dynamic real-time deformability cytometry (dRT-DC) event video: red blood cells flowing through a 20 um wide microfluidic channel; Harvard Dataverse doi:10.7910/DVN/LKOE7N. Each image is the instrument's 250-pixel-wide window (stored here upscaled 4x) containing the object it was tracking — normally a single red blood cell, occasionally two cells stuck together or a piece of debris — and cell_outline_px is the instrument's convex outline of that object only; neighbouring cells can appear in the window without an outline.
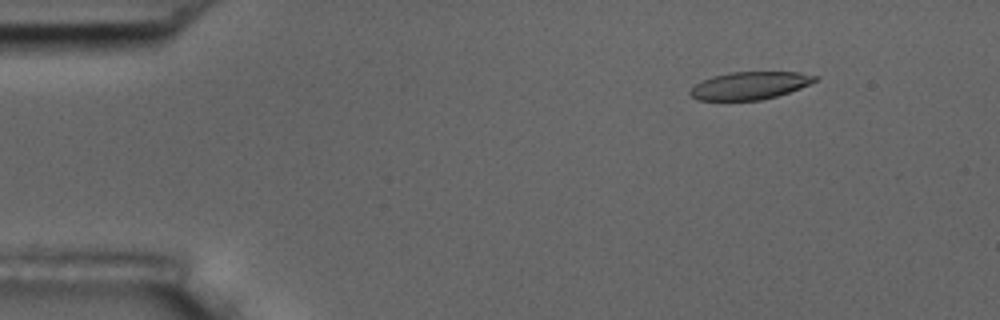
{"species": "common noctule bat (a hibernating species)", "species_latin": "Nyctalus noctula", "temperature_condition": "room temperature", "stored_images_in_passage": 15, "camera_frame_rate_fps": 3000, "um_per_image_px": 0.085, "animal": {"sex": "male", "body_mass_g": 17.5, "forearm_length_mm": 52.3}, "frame": {"image": 1, "passage_image": 7, "time_ms": 2.0, "image_size_px": [1000, 320], "cell_outline_px": [[820, 76], [816, 80], [800, 88], [776, 96], [760, 100], [696, 100], [688, 92], [696, 84], [712, 76], [732, 72], [800, 72]], "centroid_in_image_um": [63.74, 7.27], "position_along_channel_um": 21.3, "area_um2": 19.94}}